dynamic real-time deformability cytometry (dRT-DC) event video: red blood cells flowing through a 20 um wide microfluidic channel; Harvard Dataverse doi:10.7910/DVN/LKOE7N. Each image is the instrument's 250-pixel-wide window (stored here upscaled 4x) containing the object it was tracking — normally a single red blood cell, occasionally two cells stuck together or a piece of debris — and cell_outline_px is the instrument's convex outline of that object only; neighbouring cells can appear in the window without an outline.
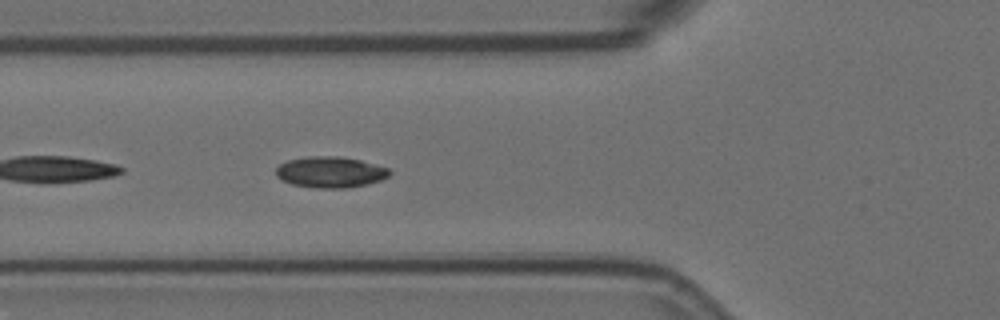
{"species": "Egyptian fruit bat (a non-hibernating species)", "species_latin": "Rousettus aegyptiacus", "temperature_condition": "room temperature", "stored_images_in_passage": 21, "camera_frame_rate_fps": 3000, "um_per_image_px": 0.085, "animal": {"sex": "female"}, "frame": {"image": 1, "passage_image": 5, "time_ms": 1.333, "image_size_px": [1000, 320], "cell_outline_px": [[384, 172], [380, 176], [368, 180], [352, 184], [308, 184], [292, 180], [284, 176], [280, 172], [320, 160], [348, 160]], "centroid_in_image_um": [28.21, 14.68], "position_along_channel_um": 97.6, "area_um2": 12.83}}
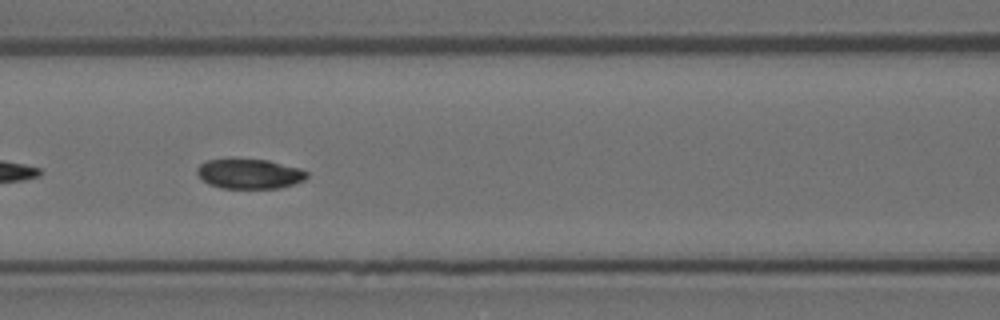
{"frame": {"image": 2, "passage_image": 9, "time_ms": 2.667, "image_size_px": [1000, 320], "cell_outline_px": [[300, 176], [292, 180], [280, 184], [224, 184], [212, 180], [204, 172], [248, 164], [268, 164], [300, 172]], "centroid_in_image_um": [21.53, 14.86], "position_along_channel_um": 145.1, "area_um2": 10.52}}
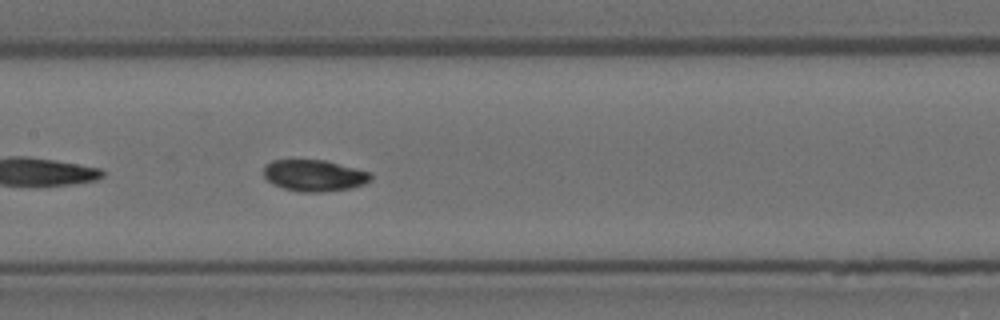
{"frame": {"image": 3, "passage_image": 12, "time_ms": 3.667, "image_size_px": [1000, 320], "cell_outline_px": [[364, 176], [360, 180], [348, 184], [288, 184], [272, 176], [268, 172], [272, 168], [288, 164], [328, 164], [356, 172]], "centroid_in_image_um": [26.73, 14.82], "position_along_channel_um": 180.7, "area_um2": 10.98}}